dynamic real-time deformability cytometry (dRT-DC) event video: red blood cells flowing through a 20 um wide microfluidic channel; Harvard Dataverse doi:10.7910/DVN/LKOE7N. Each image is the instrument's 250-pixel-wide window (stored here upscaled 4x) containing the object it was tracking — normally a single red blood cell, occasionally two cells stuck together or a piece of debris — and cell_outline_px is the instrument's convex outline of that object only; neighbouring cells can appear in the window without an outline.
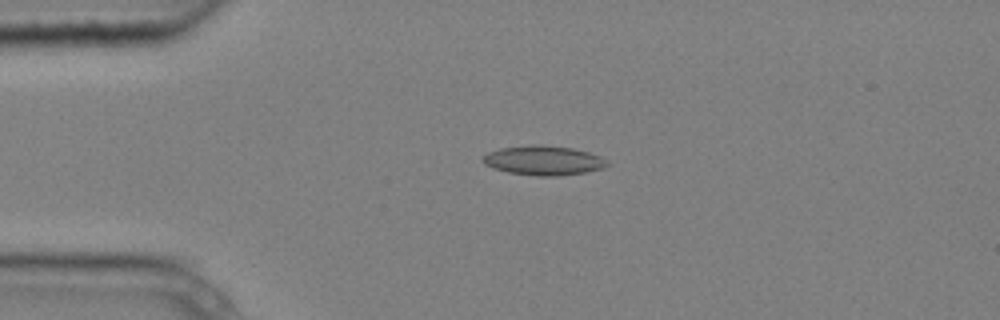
{"species": "common noctule bat (a hibernating species)", "species_latin": "Nyctalus noctula", "temperature_condition": "cold", "stored_images_in_passage": 5, "camera_frame_rate_fps": 3000, "um_per_image_px": 0.085, "animal": {"sex": "male", "body_mass_g": 20.4}, "frame": {"image": 1, "passage_image": 5, "time_ms": 1.333, "image_size_px": [1000, 320], "cell_outline_px": [[608, 164], [604, 168], [584, 172], [560, 176], [536, 176], [508, 172], [492, 168], [484, 164], [480, 160], [488, 152], [500, 148], [536, 144], [572, 148], [588, 152], [600, 156]], "centroid_in_image_um": [46.15, 13.64], "position_along_channel_um": 38.8, "area_um2": 21.27}}